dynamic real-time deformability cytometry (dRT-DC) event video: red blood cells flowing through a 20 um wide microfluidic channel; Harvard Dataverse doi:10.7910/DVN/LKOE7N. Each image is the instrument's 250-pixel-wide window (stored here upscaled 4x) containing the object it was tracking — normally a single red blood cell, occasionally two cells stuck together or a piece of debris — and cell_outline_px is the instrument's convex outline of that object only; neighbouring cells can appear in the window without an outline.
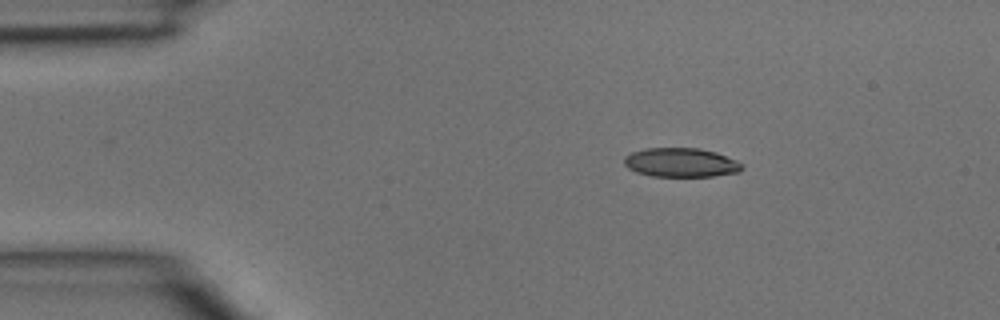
{"species": "common noctule bat (a hibernating species)", "species_latin": "Nyctalus noctula", "temperature_condition": "room temperature", "stored_images_in_passage": 2, "camera_frame_rate_fps": 3000, "um_per_image_px": 0.085, "animal": {"sex": "male", "body_mass_g": 15.6}, "frame": {"image": 1, "passage_image": 1, "time_ms": 0.0, "image_size_px": [1000, 320], "cell_outline_px": [[744, 168], [740, 172], [712, 176], [652, 176], [636, 172], [628, 168], [624, 164], [624, 156], [632, 152], [644, 148], [700, 148], [716, 152], [736, 160], [744, 164]], "centroid_in_image_um": [57.89, 13.81], "position_along_channel_um": 27.1, "area_um2": 20.11}}